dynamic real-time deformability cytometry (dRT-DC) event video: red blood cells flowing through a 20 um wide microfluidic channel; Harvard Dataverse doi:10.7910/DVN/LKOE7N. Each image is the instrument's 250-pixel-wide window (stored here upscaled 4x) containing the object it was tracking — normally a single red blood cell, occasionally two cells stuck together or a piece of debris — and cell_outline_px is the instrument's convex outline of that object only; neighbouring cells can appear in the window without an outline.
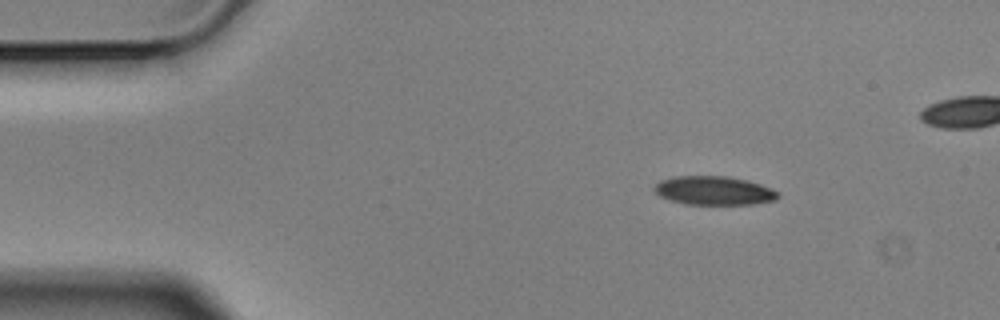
{"species": "Egyptian fruit bat (a non-hibernating species)", "species_latin": "Rousettus aegyptiacus", "temperature_condition": "cold", "stored_images_in_passage": 4, "camera_frame_rate_fps": 3000, "um_per_image_px": 0.085, "animal": {"sex": "male"}, "frame": {"image": 1, "passage_image": 1, "time_ms": 0.0, "image_size_px": [1000, 320], "cell_outline_px": [[780, 196], [776, 200], [752, 204], [684, 204], [660, 196], [652, 188], [660, 180], [672, 176], [728, 176], [748, 180], [772, 188]], "centroid_in_image_um": [60.68, 16.19], "position_along_channel_um": 24.3, "area_um2": 20.75}}